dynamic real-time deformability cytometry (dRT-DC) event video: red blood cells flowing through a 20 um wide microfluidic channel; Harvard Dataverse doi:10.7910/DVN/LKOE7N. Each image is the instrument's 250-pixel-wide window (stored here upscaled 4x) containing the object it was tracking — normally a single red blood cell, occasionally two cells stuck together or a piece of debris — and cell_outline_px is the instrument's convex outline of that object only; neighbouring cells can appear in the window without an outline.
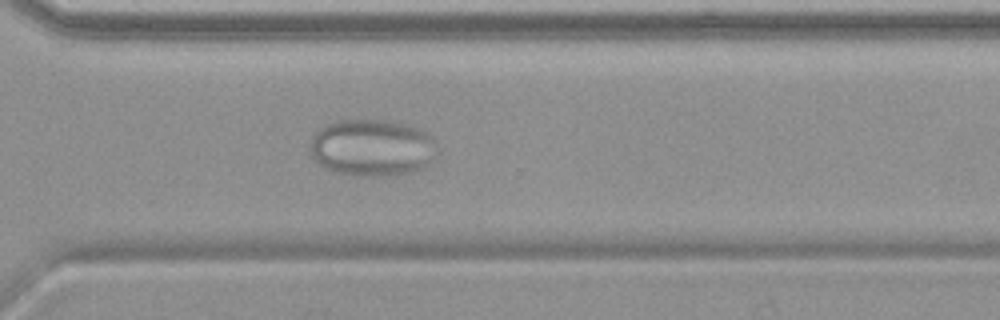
{"species": "common noctule bat (a hibernating species)", "species_latin": "Nyctalus noctula", "temperature_condition": "warm", "stored_images_in_passage": 57, "camera_frame_rate_fps": 3000, "um_per_image_px": 0.085, "animal": {"sex": "female", "body_mass_g": 19.9}, "frame": {"image": 1, "passage_image": 42, "time_ms": 13.667, "image_size_px": [1000, 320], "cell_outline_px": [[436, 156], [424, 168], [412, 172], [384, 176], [352, 176], [336, 172], [324, 168], [312, 156], [312, 136], [324, 124], [336, 120], [384, 120], [408, 124], [420, 128], [428, 132], [436, 140]], "centroid_in_image_um": [31.67, 12.55], "position_along_channel_um": 338.9, "area_um2": 42.66}}
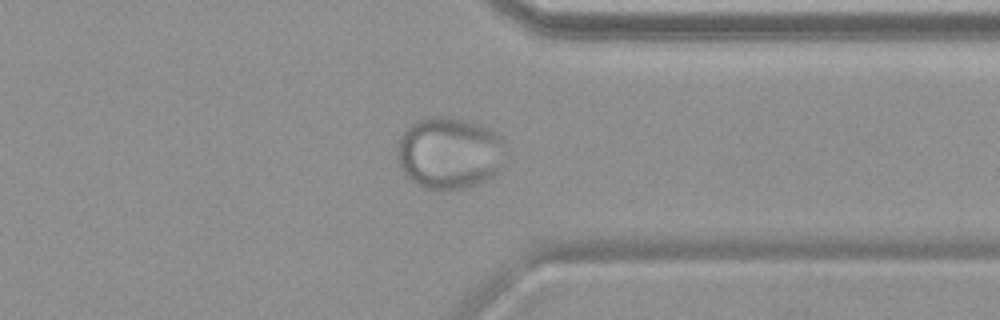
{"frame": {"image": 2, "passage_image": 45, "time_ms": 14.667, "image_size_px": [1000, 320], "cell_outline_px": [[504, 164], [500, 172], [496, 176], [476, 184], [464, 188], [424, 188], [416, 184], [400, 168], [396, 160], [396, 148], [400, 136], [416, 120], [424, 116], [444, 116], [464, 120], [480, 124], [496, 132], [504, 140]], "centroid_in_image_um": [38.21, 12.99], "position_along_channel_um": 373.2, "area_um2": 45.89}}
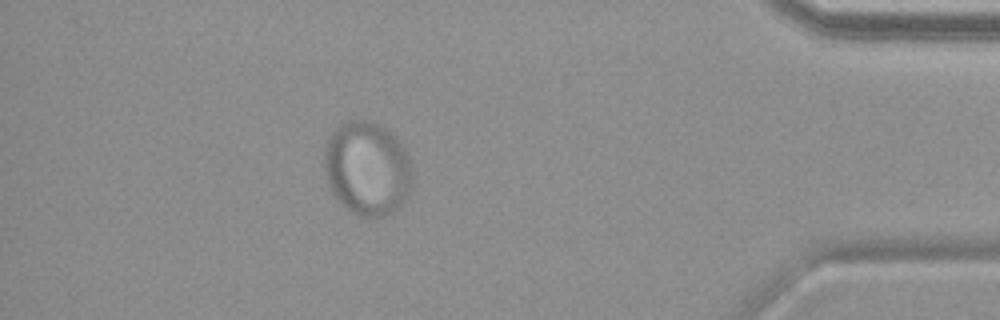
{"frame": {"image": 3, "passage_image": 51, "time_ms": 16.667, "image_size_px": [1000, 320], "cell_outline_px": [[412, 188], [408, 196], [388, 216], [376, 220], [372, 220], [356, 216], [336, 200], [328, 184], [324, 172], [324, 144], [328, 136], [340, 124], [348, 120], [372, 120], [380, 124], [396, 136], [404, 144], [412, 164]], "centroid_in_image_um": [31.22, 14.34], "position_along_channel_um": 404.0, "area_um2": 49.82}}